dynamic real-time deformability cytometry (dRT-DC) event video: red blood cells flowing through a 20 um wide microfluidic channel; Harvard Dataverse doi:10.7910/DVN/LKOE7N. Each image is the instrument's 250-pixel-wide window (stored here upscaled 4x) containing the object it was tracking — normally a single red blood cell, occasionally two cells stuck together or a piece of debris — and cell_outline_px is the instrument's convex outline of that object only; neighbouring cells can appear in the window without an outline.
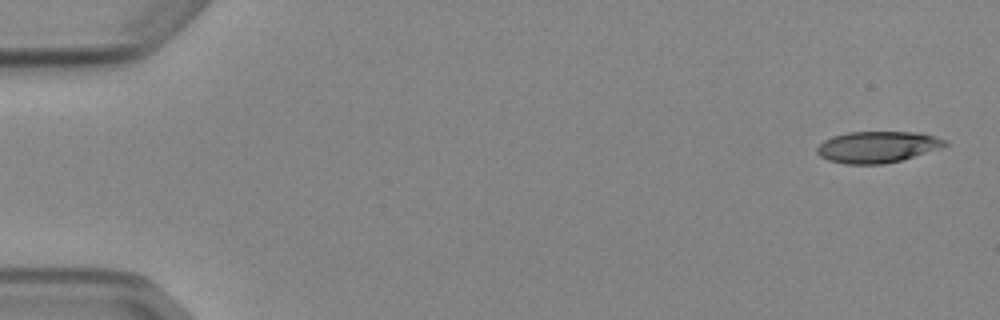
{"species": "Egyptian fruit bat (a non-hibernating species)", "species_latin": "Rousettus aegyptiacus", "temperature_condition": "cold", "stored_images_in_passage": 4, "camera_frame_rate_fps": 3000, "um_per_image_px": 0.085, "animal": {"sex": "female"}, "frame": {"image": 1, "passage_image": 1, "time_ms": 0.0, "image_size_px": [1000, 320], "cell_outline_px": [[948, 144], [940, 148], [900, 160], [884, 164], [844, 164], [828, 160], [820, 156], [816, 152], [816, 148], [824, 140], [832, 136], [848, 132], [916, 132], [936, 136], [944, 140]], "centroid_in_image_um": [74.54, 12.49], "position_along_channel_um": 10.5, "area_um2": 23.29}}
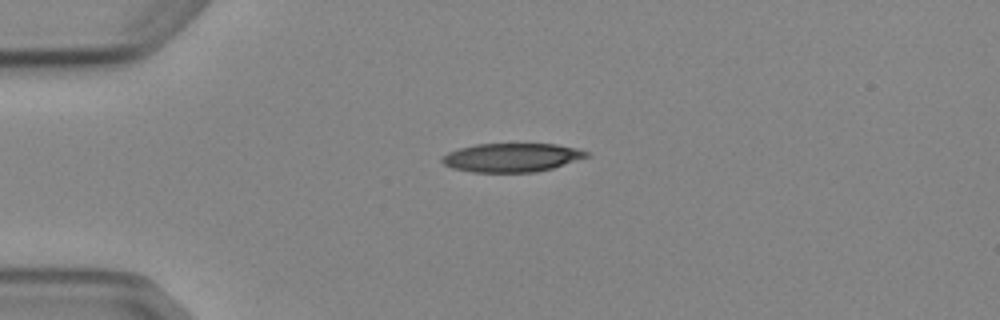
{"frame": {"image": 2, "passage_image": 4, "time_ms": 3.667, "image_size_px": [1000, 320], "cell_outline_px": [[588, 156], [552, 168], [536, 172], [472, 172], [452, 168], [444, 164], [440, 160], [440, 156], [448, 152], [460, 148], [476, 144], [556, 144], [576, 148], [588, 152]], "centroid_in_image_um": [43.44, 13.39], "position_along_channel_um": 41.6, "area_um2": 24.04}}